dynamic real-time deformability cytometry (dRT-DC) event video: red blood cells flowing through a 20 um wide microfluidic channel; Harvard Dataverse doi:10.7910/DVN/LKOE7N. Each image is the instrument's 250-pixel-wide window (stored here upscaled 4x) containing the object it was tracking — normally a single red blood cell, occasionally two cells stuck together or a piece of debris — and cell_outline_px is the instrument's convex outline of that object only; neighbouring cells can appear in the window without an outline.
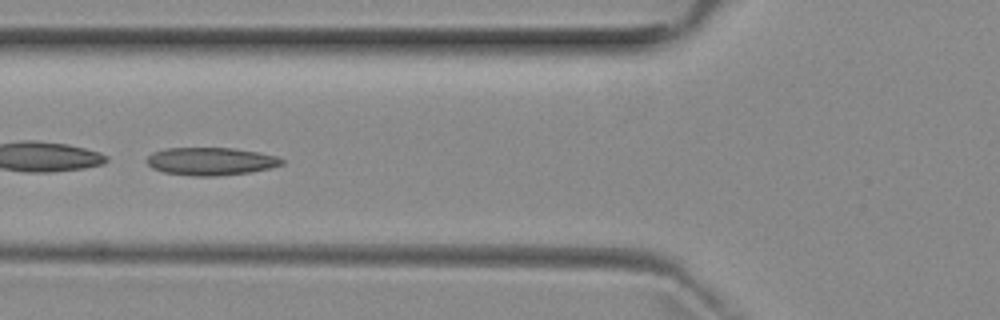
{"species": "common noctule bat (a hibernating species)", "species_latin": "Nyctalus noctula", "temperature_condition": "room temperature", "stored_images_in_passage": 6, "camera_frame_rate_fps": 3000, "um_per_image_px": 0.085, "animal": {"sex": "female", "body_mass_g": 29.2, "forearm_length_mm": 56.3}, "frame": {"image": 1, "passage_image": 5, "time_ms": 5.333, "image_size_px": [1000, 320], "cell_outline_px": [[284, 164], [252, 172], [216, 176], [192, 176], [164, 172], [152, 168], [144, 160], [152, 152], [164, 148], [236, 148], [260, 152], [276, 156], [284, 160]], "centroid_in_image_um": [17.9, 13.71], "position_along_channel_um": 107.9, "area_um2": 22.08}}
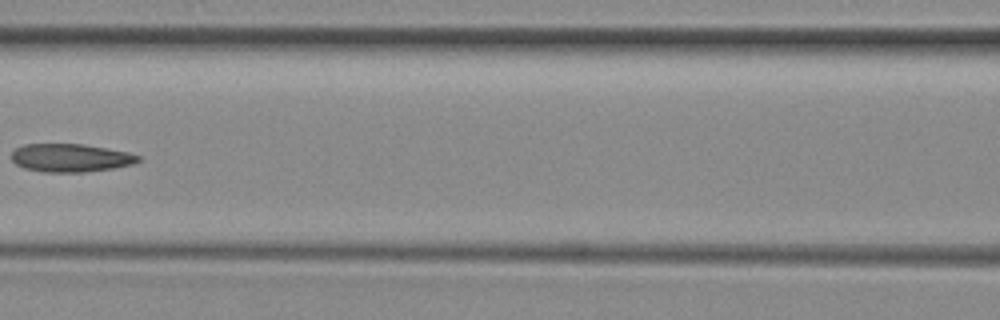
{"frame": {"image": 2, "passage_image": 6, "time_ms": 6.667, "image_size_px": [1000, 320], "cell_outline_px": [[140, 160], [136, 164], [112, 168], [84, 172], [44, 172], [24, 168], [16, 164], [12, 160], [12, 152], [16, 148], [24, 144], [84, 144], [128, 152], [140, 156]], "centroid_in_image_um": [6.01, 13.42], "position_along_channel_um": 160.6, "area_um2": 20.81}}